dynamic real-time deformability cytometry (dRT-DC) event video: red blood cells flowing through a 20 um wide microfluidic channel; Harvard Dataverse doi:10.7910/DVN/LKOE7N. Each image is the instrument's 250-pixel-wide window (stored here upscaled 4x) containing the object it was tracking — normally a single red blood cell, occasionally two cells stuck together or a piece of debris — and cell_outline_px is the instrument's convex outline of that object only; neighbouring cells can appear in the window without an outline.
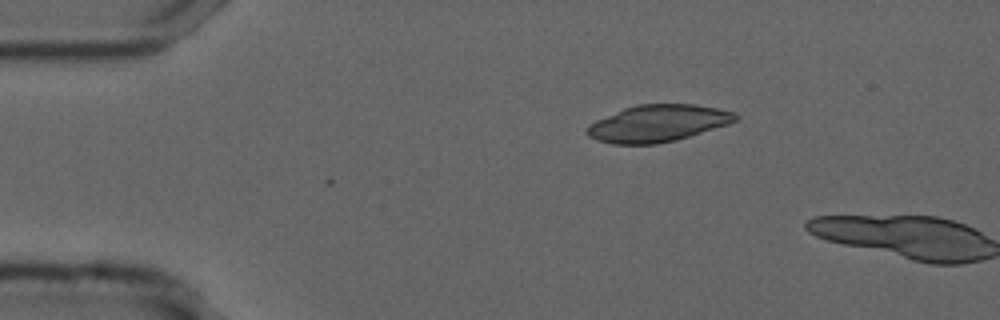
{"species": "common noctule bat (a hibernating species)", "species_latin": "Nyctalus noctula", "temperature_condition": "cold", "stored_images_in_passage": 2, "camera_frame_rate_fps": 3000, "um_per_image_px": 0.085, "animal": {"sex": "male", "forearm_length_mm": 52.5}, "frame": {"image": 1, "passage_image": 1, "time_ms": 0.0, "image_size_px": [1000, 320], "cell_outline_px": [[736, 120], [728, 124], [676, 140], [656, 144], [612, 144], [596, 140], [588, 136], [588, 128], [596, 120], [624, 108], [636, 104], [696, 104], [736, 112]], "centroid_in_image_um": [55.92, 10.48], "position_along_channel_um": 29.1, "area_um2": 31.62}}